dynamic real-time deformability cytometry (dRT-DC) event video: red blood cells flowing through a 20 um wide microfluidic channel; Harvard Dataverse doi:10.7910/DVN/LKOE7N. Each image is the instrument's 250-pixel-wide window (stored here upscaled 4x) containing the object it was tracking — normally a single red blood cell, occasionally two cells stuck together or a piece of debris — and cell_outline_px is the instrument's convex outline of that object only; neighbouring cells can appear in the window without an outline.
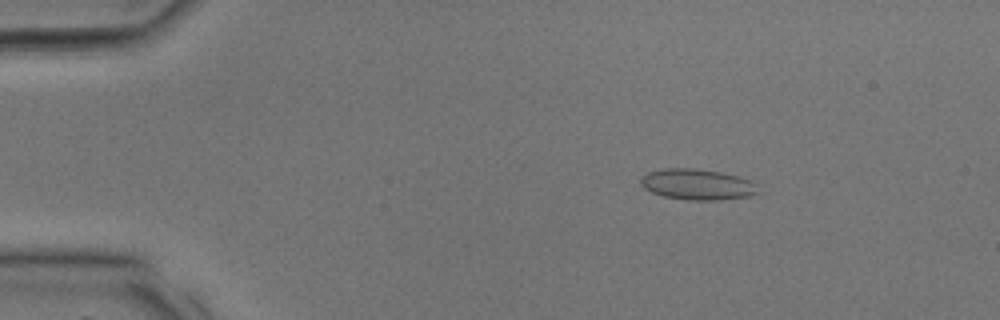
{"species": "common noctule bat (a hibernating species)", "species_latin": "Nyctalus noctula", "temperature_condition": "room temperature", "stored_images_in_passage": 35, "camera_frame_rate_fps": 3000, "um_per_image_px": 0.085, "animal": {"sex": "male", "body_mass_g": 17.9, "forearm_length_mm": 54.2}, "frame": {"image": 1, "passage_image": 6, "time_ms": 1.667, "image_size_px": [1000, 320], "cell_outline_px": [[760, 192], [748, 196], [720, 200], [688, 200], [664, 196], [652, 192], [644, 188], [640, 184], [640, 180], [648, 172], [664, 168], [692, 168], [720, 172], [736, 176], [748, 180], [756, 184]], "centroid_in_image_um": [59.26, 15.68], "position_along_channel_um": 25.7, "area_um2": 20.92}}
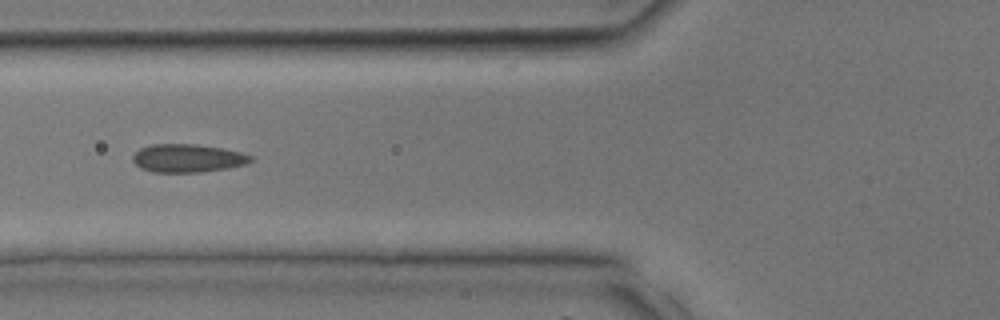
{"frame": {"image": 2, "passage_image": 14, "time_ms": 4.333, "image_size_px": [1000, 320], "cell_outline_px": [[252, 160], [244, 164], [224, 168], [200, 172], [152, 172], [140, 168], [132, 160], [132, 156], [140, 148], [152, 144], [196, 144], [224, 148], [240, 152], [252, 156]], "centroid_in_image_um": [15.91, 13.44], "position_along_channel_um": 109.9, "area_um2": 19.25}}
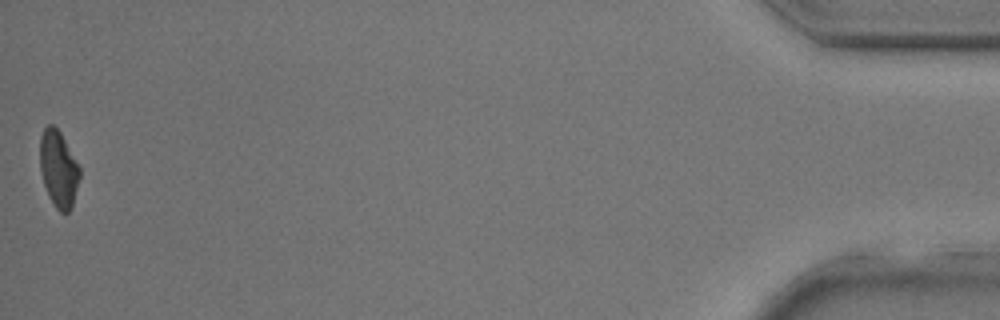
{"frame": {"image": 3, "passage_image": 35, "time_ms": 11.333, "image_size_px": [1000, 320], "cell_outline_px": [[80, 176], [72, 208], [68, 212], [60, 212], [56, 208], [48, 196], [44, 184], [40, 168], [40, 136], [44, 128], [48, 124], [52, 124], [60, 132], [80, 168]], "centroid_in_image_um": [4.97, 14.37], "position_along_channel_um": 430.2, "area_um2": 17.63}}